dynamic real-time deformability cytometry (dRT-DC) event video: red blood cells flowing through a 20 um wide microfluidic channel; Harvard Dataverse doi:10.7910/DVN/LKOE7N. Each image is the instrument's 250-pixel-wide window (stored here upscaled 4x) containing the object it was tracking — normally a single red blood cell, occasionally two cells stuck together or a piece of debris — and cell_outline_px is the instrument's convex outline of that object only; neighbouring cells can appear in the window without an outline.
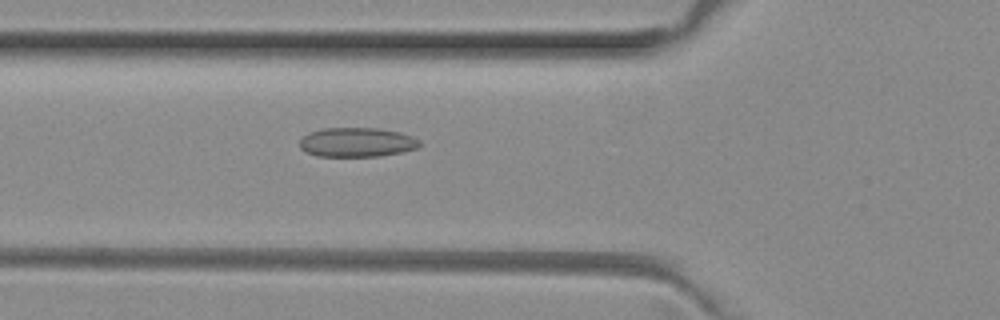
{"species": "common noctule bat (a hibernating species)", "species_latin": "Nyctalus noctula", "temperature_condition": "room temperature", "stored_images_in_passage": 50, "camera_frame_rate_fps": 3000, "um_per_image_px": 0.085, "animal": {"sex": "female", "body_mass_g": 29.2, "forearm_length_mm": 56.3}, "frame": {"image": 1, "passage_image": 17, "time_ms": 5.333, "image_size_px": [1000, 320], "cell_outline_px": [[420, 144], [416, 148], [404, 152], [380, 156], [316, 156], [300, 148], [300, 140], [308, 132], [324, 128], [380, 128], [400, 132], [412, 136], [420, 140]], "centroid_in_image_um": [30.35, 12.09], "position_along_channel_um": 95.4, "area_um2": 20.58}}
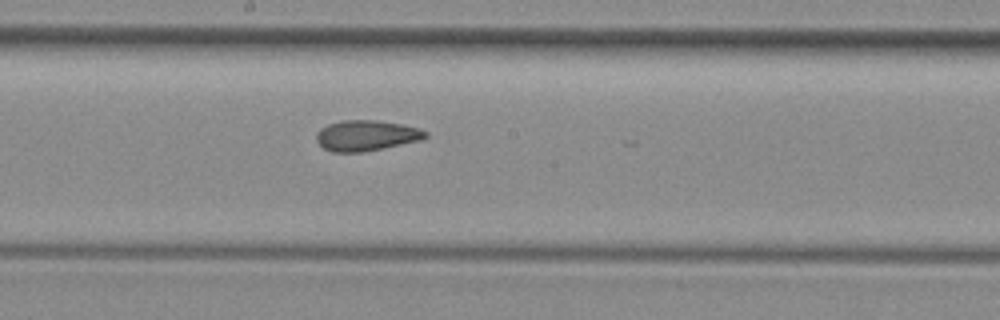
{"frame": {"image": 2, "passage_image": 26, "time_ms": 8.333, "image_size_px": [1000, 320], "cell_outline_px": [[428, 136], [424, 140], [364, 152], [332, 152], [324, 148], [316, 140], [316, 132], [320, 128], [328, 124], [340, 120], [376, 120], [400, 124], [420, 128], [428, 132]], "centroid_in_image_um": [31.16, 11.52], "position_along_channel_um": 217.0, "area_um2": 19.71}}
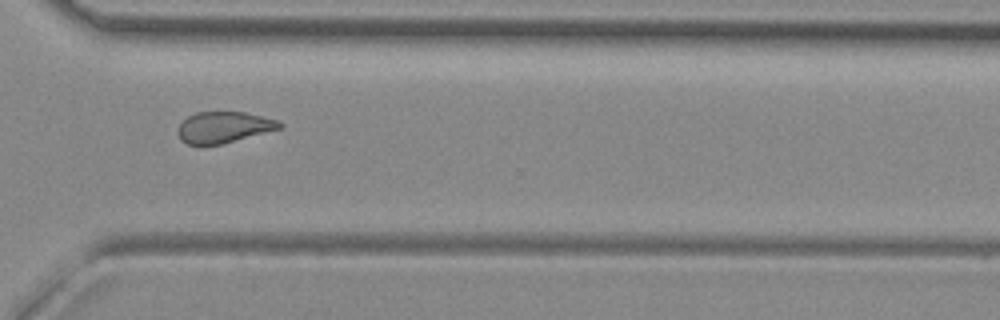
{"frame": {"image": 3, "passage_image": 36, "time_ms": 11.667, "image_size_px": [1000, 320], "cell_outline_px": [[284, 124], [280, 128], [220, 144], [188, 144], [180, 140], [176, 132], [176, 128], [188, 116], [196, 112], [244, 112], [280, 120]], "centroid_in_image_um": [18.99, 10.8], "position_along_channel_um": 351.6, "area_um2": 18.32}, "authors_computed_cell_mechanics": {"area_um2": 19.941, "velocity_mm_per_s": 4.0366, "shape_relaxation_time_tau1_ms": null, "shape_relaxation_time_tau2_ms": 2.7664, "deformation_change_tau1": null, "deformation_change_tau2": 0.0822}}